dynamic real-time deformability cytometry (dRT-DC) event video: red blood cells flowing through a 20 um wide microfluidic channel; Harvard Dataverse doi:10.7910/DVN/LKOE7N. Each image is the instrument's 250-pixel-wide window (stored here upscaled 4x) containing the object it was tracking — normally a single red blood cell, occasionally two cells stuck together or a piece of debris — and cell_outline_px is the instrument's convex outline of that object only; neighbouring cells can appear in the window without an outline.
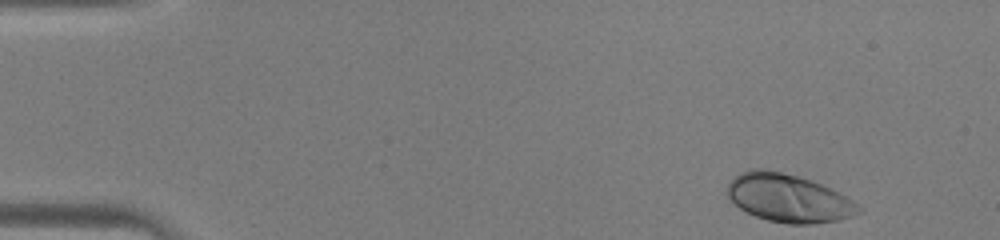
{"species": "human", "species_latin": "Homo sapiens", "temperature_condition": "warm", "stored_images_in_passage": 40, "camera_frame_rate_fps": 3000, "um_per_image_px": 0.085, "donor": {"sex": "male"}, "frame": {"image": 1, "passage_image": 1, "time_ms": 0.0, "image_size_px": [1000, 240], "cell_outline_px": [[864, 212], [840, 220], [812, 224], [788, 224], [768, 220], [756, 216], [740, 208], [724, 192], [728, 184], [740, 172], [752, 168], [764, 168], [800, 176], [812, 180], [840, 192], [864, 208]], "centroid_in_image_um": [67.06, 16.83], "position_along_channel_um": 17.9, "area_um2": 37.17}}
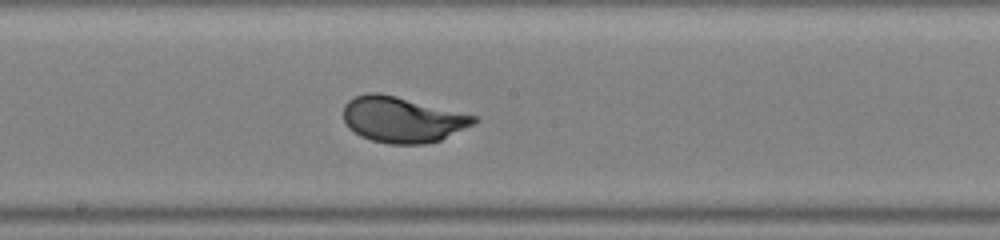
{"frame": {"image": 2, "passage_image": 21, "time_ms": 6.667, "image_size_px": [1000, 240], "cell_outline_px": [[480, 120], [476, 124], [440, 140], [424, 144], [388, 144], [372, 140], [360, 136], [348, 128], [344, 120], [344, 104], [348, 100], [356, 96], [368, 92], [380, 92], [480, 116]], "centroid_in_image_um": [34.24, 10.16], "position_along_channel_um": 214.0, "area_um2": 35.26}}
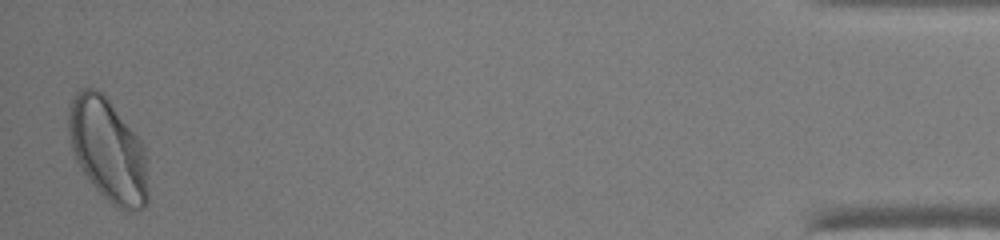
{"frame": {"image": 3, "passage_image": 40, "time_ms": 13.0, "image_size_px": [1000, 240], "cell_outline_px": [[148, 200], [144, 208], [116, 208], [92, 184], [76, 160], [72, 148], [68, 128], [68, 112], [72, 100], [76, 92], [80, 88], [96, 88], [108, 100], [140, 140], [144, 148], [148, 192]], "centroid_in_image_um": [9.16, 12.74], "position_along_channel_um": 426.0, "area_um2": 46.7}}